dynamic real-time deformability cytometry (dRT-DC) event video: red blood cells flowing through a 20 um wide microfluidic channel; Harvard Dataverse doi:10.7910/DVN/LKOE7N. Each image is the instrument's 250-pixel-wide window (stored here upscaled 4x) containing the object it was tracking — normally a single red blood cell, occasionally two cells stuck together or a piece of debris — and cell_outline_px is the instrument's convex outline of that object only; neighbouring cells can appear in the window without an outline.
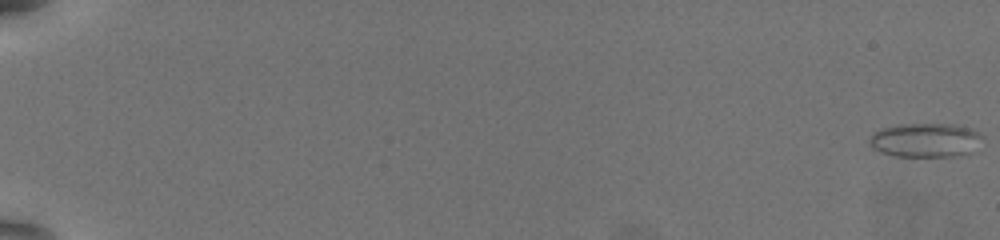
{"species": "common noctule bat (a hibernating species)", "species_latin": "Nyctalus noctula", "temperature_condition": "warm", "stored_images_in_passage": 59, "camera_frame_rate_fps": 3000, "um_per_image_px": 0.085, "animal": {"sex": "female", "body_mass_g": 19.5, "forearm_length_mm": 54.1}, "frame": {"image": 1, "passage_image": 1, "time_ms": 0.0, "image_size_px": [1000, 240], "cell_outline_px": [[984, 136], [968, 152], [952, 156], [896, 156], [884, 152], [876, 148], [868, 140], [872, 132], [880, 128], [896, 124], [956, 124], [972, 128]], "centroid_in_image_um": [78.63, 11.87], "position_along_channel_um": 6.4, "area_um2": 22.14}}
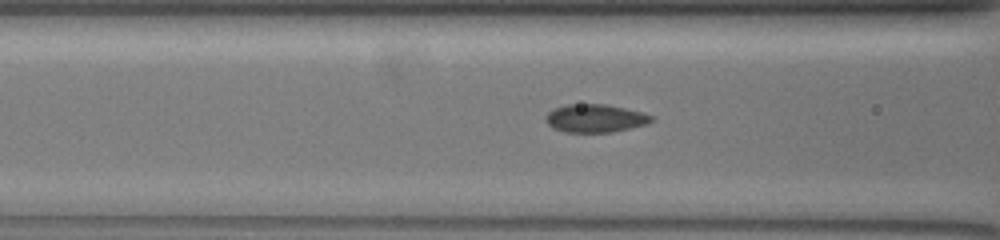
{"frame": {"image": 2, "passage_image": 28, "time_ms": 9.0, "image_size_px": [1000, 240], "cell_outline_px": [[652, 120], [644, 124], [612, 132], [564, 132], [552, 128], [544, 120], [548, 112], [556, 108], [568, 104], [604, 104], [624, 108], [640, 112], [652, 116]], "centroid_in_image_um": [50.52, 10.06], "position_along_channel_um": 116.1, "area_um2": 16.99}}
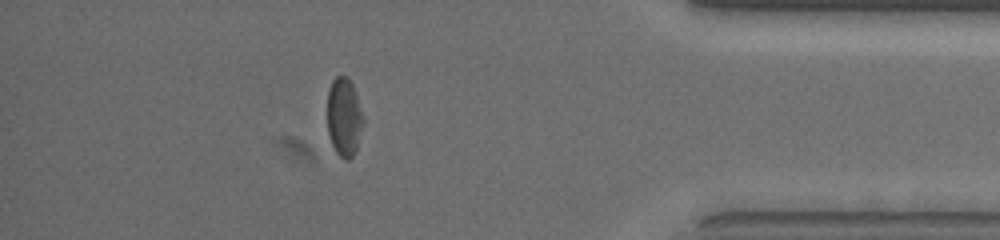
{"frame": {"image": 3, "passage_image": 53, "time_ms": 17.333, "image_size_px": [1000, 240], "cell_outline_px": [[364, 120], [356, 148], [352, 156], [348, 160], [344, 160], [336, 152], [328, 136], [328, 88], [332, 80], [336, 76], [348, 76], [352, 84], [364, 116]], "centroid_in_image_um": [29.24, 9.94], "position_along_channel_um": 406.0, "area_um2": 16.42}, "authors_computed_cell_mechanics": {"area_um2": 17.4556, "velocity_mm_per_s": 3.8189, "shape_relaxation_time_tau1_ms": null, "shape_relaxation_time_tau2_ms": 0.4835, "deformation_change_tau1": null, "deformation_change_tau2": 0.0454}}